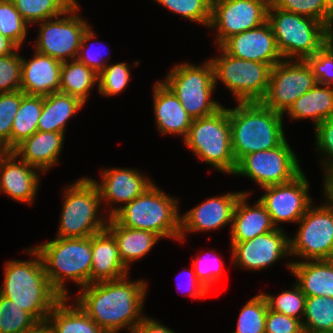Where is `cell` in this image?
<instances>
[{
	"label": "cell",
	"instance_id": "9f6ffc18",
	"mask_svg": "<svg viewBox=\"0 0 333 333\" xmlns=\"http://www.w3.org/2000/svg\"><path fill=\"white\" fill-rule=\"evenodd\" d=\"M325 7L333 14V0H324Z\"/></svg>",
	"mask_w": 333,
	"mask_h": 333
},
{
	"label": "cell",
	"instance_id": "d4e9b609",
	"mask_svg": "<svg viewBox=\"0 0 333 333\" xmlns=\"http://www.w3.org/2000/svg\"><path fill=\"white\" fill-rule=\"evenodd\" d=\"M63 133L36 131L20 143L13 152L22 161L46 173L59 162L64 142Z\"/></svg>",
	"mask_w": 333,
	"mask_h": 333
},
{
	"label": "cell",
	"instance_id": "9a60e30c",
	"mask_svg": "<svg viewBox=\"0 0 333 333\" xmlns=\"http://www.w3.org/2000/svg\"><path fill=\"white\" fill-rule=\"evenodd\" d=\"M270 0H212L209 27L220 47L228 38L267 21Z\"/></svg>",
	"mask_w": 333,
	"mask_h": 333
},
{
	"label": "cell",
	"instance_id": "bcb514c9",
	"mask_svg": "<svg viewBox=\"0 0 333 333\" xmlns=\"http://www.w3.org/2000/svg\"><path fill=\"white\" fill-rule=\"evenodd\" d=\"M209 254V253H207ZM210 256H207V258ZM206 258V256H197L193 259L192 266L198 281L210 292V288L214 283L219 282L223 273V261L219 256Z\"/></svg>",
	"mask_w": 333,
	"mask_h": 333
},
{
	"label": "cell",
	"instance_id": "44dd1931",
	"mask_svg": "<svg viewBox=\"0 0 333 333\" xmlns=\"http://www.w3.org/2000/svg\"><path fill=\"white\" fill-rule=\"evenodd\" d=\"M17 159L13 151H7L0 158V193L17 202L34 204L41 180L40 170Z\"/></svg>",
	"mask_w": 333,
	"mask_h": 333
},
{
	"label": "cell",
	"instance_id": "7bdbcfd3",
	"mask_svg": "<svg viewBox=\"0 0 333 333\" xmlns=\"http://www.w3.org/2000/svg\"><path fill=\"white\" fill-rule=\"evenodd\" d=\"M22 91L0 93V144L10 151L13 119L19 110Z\"/></svg>",
	"mask_w": 333,
	"mask_h": 333
},
{
	"label": "cell",
	"instance_id": "4fadbf2b",
	"mask_svg": "<svg viewBox=\"0 0 333 333\" xmlns=\"http://www.w3.org/2000/svg\"><path fill=\"white\" fill-rule=\"evenodd\" d=\"M301 172L297 155L285 139L275 148L244 156L237 163L233 175L248 177L264 188L289 182Z\"/></svg>",
	"mask_w": 333,
	"mask_h": 333
},
{
	"label": "cell",
	"instance_id": "9c48e42d",
	"mask_svg": "<svg viewBox=\"0 0 333 333\" xmlns=\"http://www.w3.org/2000/svg\"><path fill=\"white\" fill-rule=\"evenodd\" d=\"M161 80L176 95L192 119L213 115L223 107L212 98L216 86L213 65L209 59L199 66L188 62L176 64Z\"/></svg>",
	"mask_w": 333,
	"mask_h": 333
},
{
	"label": "cell",
	"instance_id": "603a6c76",
	"mask_svg": "<svg viewBox=\"0 0 333 333\" xmlns=\"http://www.w3.org/2000/svg\"><path fill=\"white\" fill-rule=\"evenodd\" d=\"M153 112L156 127L163 134L182 136L188 134L192 118L171 89L161 80L153 86Z\"/></svg>",
	"mask_w": 333,
	"mask_h": 333
},
{
	"label": "cell",
	"instance_id": "52a82bcc",
	"mask_svg": "<svg viewBox=\"0 0 333 333\" xmlns=\"http://www.w3.org/2000/svg\"><path fill=\"white\" fill-rule=\"evenodd\" d=\"M197 158L216 171L234 174L237 163L231 146V128L228 108L222 107L213 115L193 119L183 140Z\"/></svg>",
	"mask_w": 333,
	"mask_h": 333
},
{
	"label": "cell",
	"instance_id": "1f68e13d",
	"mask_svg": "<svg viewBox=\"0 0 333 333\" xmlns=\"http://www.w3.org/2000/svg\"><path fill=\"white\" fill-rule=\"evenodd\" d=\"M98 86V74L77 59L62 62L59 92L88 100L89 91Z\"/></svg>",
	"mask_w": 333,
	"mask_h": 333
},
{
	"label": "cell",
	"instance_id": "cb8c5ba5",
	"mask_svg": "<svg viewBox=\"0 0 333 333\" xmlns=\"http://www.w3.org/2000/svg\"><path fill=\"white\" fill-rule=\"evenodd\" d=\"M113 234L105 228L92 235V264L90 283L118 280L128 276Z\"/></svg>",
	"mask_w": 333,
	"mask_h": 333
},
{
	"label": "cell",
	"instance_id": "f6af8a7d",
	"mask_svg": "<svg viewBox=\"0 0 333 333\" xmlns=\"http://www.w3.org/2000/svg\"><path fill=\"white\" fill-rule=\"evenodd\" d=\"M18 51L0 57V93L20 90L22 59Z\"/></svg>",
	"mask_w": 333,
	"mask_h": 333
},
{
	"label": "cell",
	"instance_id": "f1b7e54d",
	"mask_svg": "<svg viewBox=\"0 0 333 333\" xmlns=\"http://www.w3.org/2000/svg\"><path fill=\"white\" fill-rule=\"evenodd\" d=\"M285 113L296 121L311 118L314 127L326 119L333 118L332 85L316 84L300 96Z\"/></svg>",
	"mask_w": 333,
	"mask_h": 333
},
{
	"label": "cell",
	"instance_id": "e0dca14e",
	"mask_svg": "<svg viewBox=\"0 0 333 333\" xmlns=\"http://www.w3.org/2000/svg\"><path fill=\"white\" fill-rule=\"evenodd\" d=\"M289 236L275 228L244 242H231L232 263L237 267L261 271L284 256H290Z\"/></svg>",
	"mask_w": 333,
	"mask_h": 333
},
{
	"label": "cell",
	"instance_id": "836d02e7",
	"mask_svg": "<svg viewBox=\"0 0 333 333\" xmlns=\"http://www.w3.org/2000/svg\"><path fill=\"white\" fill-rule=\"evenodd\" d=\"M302 320L307 333H333V297H306Z\"/></svg>",
	"mask_w": 333,
	"mask_h": 333
},
{
	"label": "cell",
	"instance_id": "ffe728a7",
	"mask_svg": "<svg viewBox=\"0 0 333 333\" xmlns=\"http://www.w3.org/2000/svg\"><path fill=\"white\" fill-rule=\"evenodd\" d=\"M221 47L229 55L269 64L271 67L283 60L267 21L259 27L231 36Z\"/></svg>",
	"mask_w": 333,
	"mask_h": 333
},
{
	"label": "cell",
	"instance_id": "5b68a950",
	"mask_svg": "<svg viewBox=\"0 0 333 333\" xmlns=\"http://www.w3.org/2000/svg\"><path fill=\"white\" fill-rule=\"evenodd\" d=\"M178 202L153 183L130 203L120 206L112 217L122 226L179 241L181 214Z\"/></svg>",
	"mask_w": 333,
	"mask_h": 333
},
{
	"label": "cell",
	"instance_id": "83f0119b",
	"mask_svg": "<svg viewBox=\"0 0 333 333\" xmlns=\"http://www.w3.org/2000/svg\"><path fill=\"white\" fill-rule=\"evenodd\" d=\"M106 228L115 237L120 258L128 269L131 263L146 256L160 240V237L151 231L122 226L113 217H108Z\"/></svg>",
	"mask_w": 333,
	"mask_h": 333
},
{
	"label": "cell",
	"instance_id": "680465c9",
	"mask_svg": "<svg viewBox=\"0 0 333 333\" xmlns=\"http://www.w3.org/2000/svg\"><path fill=\"white\" fill-rule=\"evenodd\" d=\"M327 260L331 264V266L333 267V253Z\"/></svg>",
	"mask_w": 333,
	"mask_h": 333
},
{
	"label": "cell",
	"instance_id": "d6a6232c",
	"mask_svg": "<svg viewBox=\"0 0 333 333\" xmlns=\"http://www.w3.org/2000/svg\"><path fill=\"white\" fill-rule=\"evenodd\" d=\"M42 108L43 96L28 95L22 92L21 104L13 119L10 151L38 131Z\"/></svg>",
	"mask_w": 333,
	"mask_h": 333
},
{
	"label": "cell",
	"instance_id": "4316f807",
	"mask_svg": "<svg viewBox=\"0 0 333 333\" xmlns=\"http://www.w3.org/2000/svg\"><path fill=\"white\" fill-rule=\"evenodd\" d=\"M306 297H333V267L328 260L286 262Z\"/></svg>",
	"mask_w": 333,
	"mask_h": 333
},
{
	"label": "cell",
	"instance_id": "60d3db41",
	"mask_svg": "<svg viewBox=\"0 0 333 333\" xmlns=\"http://www.w3.org/2000/svg\"><path fill=\"white\" fill-rule=\"evenodd\" d=\"M170 12L177 13L195 23L209 28L212 0H154Z\"/></svg>",
	"mask_w": 333,
	"mask_h": 333
},
{
	"label": "cell",
	"instance_id": "f5cc1de1",
	"mask_svg": "<svg viewBox=\"0 0 333 333\" xmlns=\"http://www.w3.org/2000/svg\"><path fill=\"white\" fill-rule=\"evenodd\" d=\"M323 196L333 205V168L324 173Z\"/></svg>",
	"mask_w": 333,
	"mask_h": 333
},
{
	"label": "cell",
	"instance_id": "74e56055",
	"mask_svg": "<svg viewBox=\"0 0 333 333\" xmlns=\"http://www.w3.org/2000/svg\"><path fill=\"white\" fill-rule=\"evenodd\" d=\"M290 290L282 291L277 296L263 293L268 308L272 311L303 320L305 312L306 295L295 282Z\"/></svg>",
	"mask_w": 333,
	"mask_h": 333
},
{
	"label": "cell",
	"instance_id": "ba28073f",
	"mask_svg": "<svg viewBox=\"0 0 333 333\" xmlns=\"http://www.w3.org/2000/svg\"><path fill=\"white\" fill-rule=\"evenodd\" d=\"M63 206L57 232L59 238L91 237L107 227L97 186L90 177H83L63 190ZM99 215V216H98Z\"/></svg>",
	"mask_w": 333,
	"mask_h": 333
},
{
	"label": "cell",
	"instance_id": "f907efd6",
	"mask_svg": "<svg viewBox=\"0 0 333 333\" xmlns=\"http://www.w3.org/2000/svg\"><path fill=\"white\" fill-rule=\"evenodd\" d=\"M131 333H176L156 319L145 316Z\"/></svg>",
	"mask_w": 333,
	"mask_h": 333
},
{
	"label": "cell",
	"instance_id": "7dc6e473",
	"mask_svg": "<svg viewBox=\"0 0 333 333\" xmlns=\"http://www.w3.org/2000/svg\"><path fill=\"white\" fill-rule=\"evenodd\" d=\"M315 129L316 150L323 154L320 158L323 173L333 168V118H329L318 124ZM324 159V160H323Z\"/></svg>",
	"mask_w": 333,
	"mask_h": 333
},
{
	"label": "cell",
	"instance_id": "ee69618b",
	"mask_svg": "<svg viewBox=\"0 0 333 333\" xmlns=\"http://www.w3.org/2000/svg\"><path fill=\"white\" fill-rule=\"evenodd\" d=\"M306 61L312 69L317 84L333 86V38Z\"/></svg>",
	"mask_w": 333,
	"mask_h": 333
},
{
	"label": "cell",
	"instance_id": "30bf717a",
	"mask_svg": "<svg viewBox=\"0 0 333 333\" xmlns=\"http://www.w3.org/2000/svg\"><path fill=\"white\" fill-rule=\"evenodd\" d=\"M219 51V56L210 59L215 86L222 82L237 102H260L267 93L272 67L229 55L221 46Z\"/></svg>",
	"mask_w": 333,
	"mask_h": 333
},
{
	"label": "cell",
	"instance_id": "277c9868",
	"mask_svg": "<svg viewBox=\"0 0 333 333\" xmlns=\"http://www.w3.org/2000/svg\"><path fill=\"white\" fill-rule=\"evenodd\" d=\"M46 276L53 289L62 297L69 298L66 281L79 288L90 284L92 264V236L59 238L36 245Z\"/></svg>",
	"mask_w": 333,
	"mask_h": 333
},
{
	"label": "cell",
	"instance_id": "f35d334b",
	"mask_svg": "<svg viewBox=\"0 0 333 333\" xmlns=\"http://www.w3.org/2000/svg\"><path fill=\"white\" fill-rule=\"evenodd\" d=\"M27 25L11 0H0V33L19 49L28 35Z\"/></svg>",
	"mask_w": 333,
	"mask_h": 333
},
{
	"label": "cell",
	"instance_id": "3957f363",
	"mask_svg": "<svg viewBox=\"0 0 333 333\" xmlns=\"http://www.w3.org/2000/svg\"><path fill=\"white\" fill-rule=\"evenodd\" d=\"M228 109L231 146L236 163L249 153L279 146L286 138L283 114L265 107L261 102H237Z\"/></svg>",
	"mask_w": 333,
	"mask_h": 333
},
{
	"label": "cell",
	"instance_id": "11a10c76",
	"mask_svg": "<svg viewBox=\"0 0 333 333\" xmlns=\"http://www.w3.org/2000/svg\"><path fill=\"white\" fill-rule=\"evenodd\" d=\"M30 333H52L46 324H40L35 330Z\"/></svg>",
	"mask_w": 333,
	"mask_h": 333
},
{
	"label": "cell",
	"instance_id": "8992f818",
	"mask_svg": "<svg viewBox=\"0 0 333 333\" xmlns=\"http://www.w3.org/2000/svg\"><path fill=\"white\" fill-rule=\"evenodd\" d=\"M267 22L283 60H306L333 38V32L324 23L275 8L271 3Z\"/></svg>",
	"mask_w": 333,
	"mask_h": 333
},
{
	"label": "cell",
	"instance_id": "ab89813d",
	"mask_svg": "<svg viewBox=\"0 0 333 333\" xmlns=\"http://www.w3.org/2000/svg\"><path fill=\"white\" fill-rule=\"evenodd\" d=\"M270 3L275 8L316 19L333 32V14L325 7L324 0H270Z\"/></svg>",
	"mask_w": 333,
	"mask_h": 333
},
{
	"label": "cell",
	"instance_id": "ac0fdd59",
	"mask_svg": "<svg viewBox=\"0 0 333 333\" xmlns=\"http://www.w3.org/2000/svg\"><path fill=\"white\" fill-rule=\"evenodd\" d=\"M242 194L251 192L239 191L217 197L207 198L202 204L180 215V237L183 243L188 233L217 230L226 225L232 226L235 205ZM185 239V240H184Z\"/></svg>",
	"mask_w": 333,
	"mask_h": 333
},
{
	"label": "cell",
	"instance_id": "d6986e66",
	"mask_svg": "<svg viewBox=\"0 0 333 333\" xmlns=\"http://www.w3.org/2000/svg\"><path fill=\"white\" fill-rule=\"evenodd\" d=\"M101 174L102 181L99 183L95 179H90L98 188L102 205L105 202L104 204L110 208L107 217H112L119 210L117 204L124 206V204L130 203L154 183L153 180L133 168H106L101 171ZM115 203L116 205L113 207Z\"/></svg>",
	"mask_w": 333,
	"mask_h": 333
},
{
	"label": "cell",
	"instance_id": "6f0895ef",
	"mask_svg": "<svg viewBox=\"0 0 333 333\" xmlns=\"http://www.w3.org/2000/svg\"><path fill=\"white\" fill-rule=\"evenodd\" d=\"M5 148L0 144V158L6 153Z\"/></svg>",
	"mask_w": 333,
	"mask_h": 333
},
{
	"label": "cell",
	"instance_id": "c3c4849f",
	"mask_svg": "<svg viewBox=\"0 0 333 333\" xmlns=\"http://www.w3.org/2000/svg\"><path fill=\"white\" fill-rule=\"evenodd\" d=\"M96 34L92 30L91 26L85 31L82 37V42L79 47V52L77 55V60L84 65H86L88 68L93 69L97 74H99L101 71L105 69V67L108 65V61L110 60V56L105 55V51H95L93 47V43L90 46V43H87L89 41L95 39ZM89 44V46H88ZM98 44V43H97ZM90 47V48H89ZM90 49V50H89ZM94 50V51H93ZM103 53V54H102ZM107 53V52H106ZM103 57L105 59H103Z\"/></svg>",
	"mask_w": 333,
	"mask_h": 333
},
{
	"label": "cell",
	"instance_id": "7a4b0ae2",
	"mask_svg": "<svg viewBox=\"0 0 333 333\" xmlns=\"http://www.w3.org/2000/svg\"><path fill=\"white\" fill-rule=\"evenodd\" d=\"M27 252L33 255L32 259L10 260L4 265L0 295L29 312L40 324H45L62 297L51 286L38 251L33 246Z\"/></svg>",
	"mask_w": 333,
	"mask_h": 333
},
{
	"label": "cell",
	"instance_id": "816d5d0a",
	"mask_svg": "<svg viewBox=\"0 0 333 333\" xmlns=\"http://www.w3.org/2000/svg\"><path fill=\"white\" fill-rule=\"evenodd\" d=\"M189 276H190V280H189V288L185 289L186 291H188V293H186L188 296H191L193 299L194 298H203L205 297L209 291L198 281L197 277H196V273L194 272V268L193 271H188L186 272ZM178 284V283H177ZM181 284H178V288H180Z\"/></svg>",
	"mask_w": 333,
	"mask_h": 333
},
{
	"label": "cell",
	"instance_id": "6da1fadb",
	"mask_svg": "<svg viewBox=\"0 0 333 333\" xmlns=\"http://www.w3.org/2000/svg\"><path fill=\"white\" fill-rule=\"evenodd\" d=\"M128 276L90 283L74 300L106 333L132 330L146 316L142 313L147 294L146 280H127Z\"/></svg>",
	"mask_w": 333,
	"mask_h": 333
},
{
	"label": "cell",
	"instance_id": "b9f144b4",
	"mask_svg": "<svg viewBox=\"0 0 333 333\" xmlns=\"http://www.w3.org/2000/svg\"><path fill=\"white\" fill-rule=\"evenodd\" d=\"M130 71L129 65L124 62L108 64L98 74V93L107 97L121 93L130 81Z\"/></svg>",
	"mask_w": 333,
	"mask_h": 333
},
{
	"label": "cell",
	"instance_id": "7c38bea8",
	"mask_svg": "<svg viewBox=\"0 0 333 333\" xmlns=\"http://www.w3.org/2000/svg\"><path fill=\"white\" fill-rule=\"evenodd\" d=\"M314 206L312 203L299 225L294 237L289 238L290 255L308 260H327L333 253V205ZM317 206V207H316Z\"/></svg>",
	"mask_w": 333,
	"mask_h": 333
},
{
	"label": "cell",
	"instance_id": "8fae6325",
	"mask_svg": "<svg viewBox=\"0 0 333 333\" xmlns=\"http://www.w3.org/2000/svg\"><path fill=\"white\" fill-rule=\"evenodd\" d=\"M79 9L76 1L61 15L39 22L35 50L61 62L76 59L83 34L90 27Z\"/></svg>",
	"mask_w": 333,
	"mask_h": 333
},
{
	"label": "cell",
	"instance_id": "484cf974",
	"mask_svg": "<svg viewBox=\"0 0 333 333\" xmlns=\"http://www.w3.org/2000/svg\"><path fill=\"white\" fill-rule=\"evenodd\" d=\"M248 197L250 194H242L235 205L232 226L230 227L231 242L251 240L276 228L259 199L250 206L247 203Z\"/></svg>",
	"mask_w": 333,
	"mask_h": 333
},
{
	"label": "cell",
	"instance_id": "5bb4252c",
	"mask_svg": "<svg viewBox=\"0 0 333 333\" xmlns=\"http://www.w3.org/2000/svg\"><path fill=\"white\" fill-rule=\"evenodd\" d=\"M317 84L306 60H282L271 69L268 90L260 101L284 115L289 107Z\"/></svg>",
	"mask_w": 333,
	"mask_h": 333
},
{
	"label": "cell",
	"instance_id": "f546056e",
	"mask_svg": "<svg viewBox=\"0 0 333 333\" xmlns=\"http://www.w3.org/2000/svg\"><path fill=\"white\" fill-rule=\"evenodd\" d=\"M71 297L61 298L51 310L46 325L52 333H106L101 329Z\"/></svg>",
	"mask_w": 333,
	"mask_h": 333
},
{
	"label": "cell",
	"instance_id": "7402d4cb",
	"mask_svg": "<svg viewBox=\"0 0 333 333\" xmlns=\"http://www.w3.org/2000/svg\"><path fill=\"white\" fill-rule=\"evenodd\" d=\"M20 90L28 95L48 96L59 92L62 62L34 51L31 59L23 56Z\"/></svg>",
	"mask_w": 333,
	"mask_h": 333
},
{
	"label": "cell",
	"instance_id": "db71d44e",
	"mask_svg": "<svg viewBox=\"0 0 333 333\" xmlns=\"http://www.w3.org/2000/svg\"><path fill=\"white\" fill-rule=\"evenodd\" d=\"M18 47L7 37L0 33V57L13 54Z\"/></svg>",
	"mask_w": 333,
	"mask_h": 333
},
{
	"label": "cell",
	"instance_id": "e575fe53",
	"mask_svg": "<svg viewBox=\"0 0 333 333\" xmlns=\"http://www.w3.org/2000/svg\"><path fill=\"white\" fill-rule=\"evenodd\" d=\"M28 26L54 18L68 10L76 0H11Z\"/></svg>",
	"mask_w": 333,
	"mask_h": 333
},
{
	"label": "cell",
	"instance_id": "4dcf8cb0",
	"mask_svg": "<svg viewBox=\"0 0 333 333\" xmlns=\"http://www.w3.org/2000/svg\"><path fill=\"white\" fill-rule=\"evenodd\" d=\"M84 105L79 98L62 92L44 96L38 130L65 134L68 120L78 114Z\"/></svg>",
	"mask_w": 333,
	"mask_h": 333
},
{
	"label": "cell",
	"instance_id": "2e32d148",
	"mask_svg": "<svg viewBox=\"0 0 333 333\" xmlns=\"http://www.w3.org/2000/svg\"><path fill=\"white\" fill-rule=\"evenodd\" d=\"M309 188L303 171L289 182L261 188L265 193L259 201L265 206L276 228H280L282 222L298 223L304 216L313 203Z\"/></svg>",
	"mask_w": 333,
	"mask_h": 333
},
{
	"label": "cell",
	"instance_id": "d590c367",
	"mask_svg": "<svg viewBox=\"0 0 333 333\" xmlns=\"http://www.w3.org/2000/svg\"><path fill=\"white\" fill-rule=\"evenodd\" d=\"M39 325L29 312L0 295V333H30Z\"/></svg>",
	"mask_w": 333,
	"mask_h": 333
},
{
	"label": "cell",
	"instance_id": "8d00e7d4",
	"mask_svg": "<svg viewBox=\"0 0 333 333\" xmlns=\"http://www.w3.org/2000/svg\"><path fill=\"white\" fill-rule=\"evenodd\" d=\"M267 310L263 292L253 296L241 309L233 333H265Z\"/></svg>",
	"mask_w": 333,
	"mask_h": 333
},
{
	"label": "cell",
	"instance_id": "681fc988",
	"mask_svg": "<svg viewBox=\"0 0 333 333\" xmlns=\"http://www.w3.org/2000/svg\"><path fill=\"white\" fill-rule=\"evenodd\" d=\"M302 322L268 308L265 333H303Z\"/></svg>",
	"mask_w": 333,
	"mask_h": 333
}]
</instances>
